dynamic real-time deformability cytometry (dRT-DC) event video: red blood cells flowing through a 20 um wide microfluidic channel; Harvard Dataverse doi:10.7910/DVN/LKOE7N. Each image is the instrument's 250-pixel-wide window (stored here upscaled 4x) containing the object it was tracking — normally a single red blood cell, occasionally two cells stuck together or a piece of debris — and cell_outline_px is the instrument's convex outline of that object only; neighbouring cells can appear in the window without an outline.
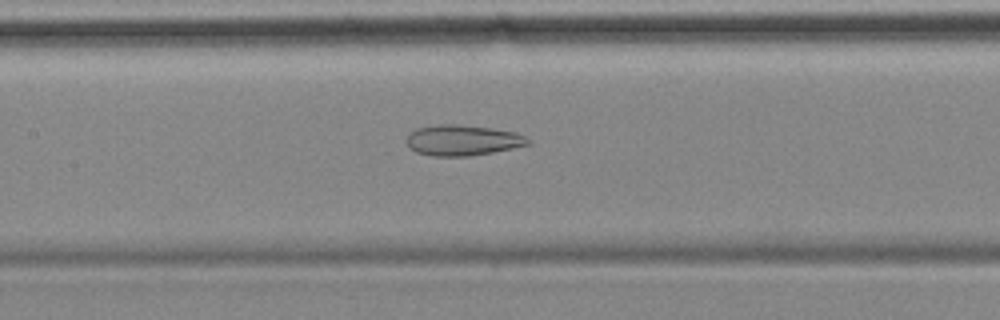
{"species": "common noctule bat (a hibernating species)", "species_latin": "Nyctalus noctula", "temperature_condition": "cold", "stored_images_in_passage": 46, "camera_frame_rate_fps": 3000, "um_per_image_px": 0.085, "animal": {"sex": "female", "body_mass_g": 18.4}, "frame": {"image": 1, "passage_image": 20, "time_ms": 6.333, "image_size_px": [1000, 320], "cell_outline_px": [[532, 140], [528, 144], [512, 148], [492, 152], [468, 156], [432, 156], [416, 152], [404, 140], [416, 128], [440, 124], [460, 124], [492, 128], [516, 132]], "centroid_in_image_um": [39.32, 11.91], "position_along_channel_um": 168.1, "area_um2": 21.62}}
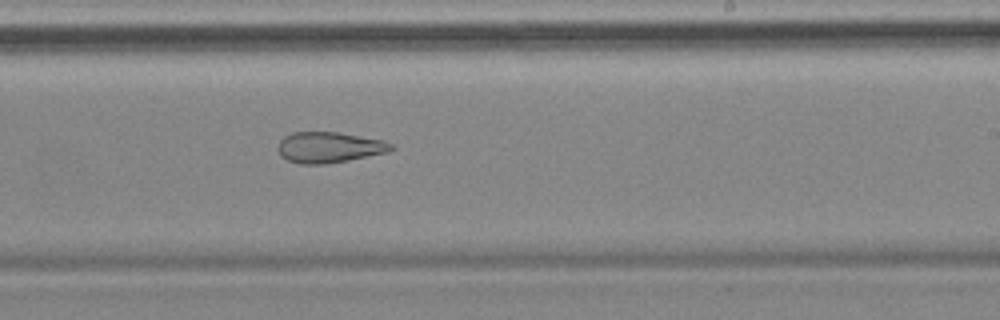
{"frame": {"image": 2, "passage_image": 28, "time_ms": 9.0, "image_size_px": [1000, 320], "cell_outline_px": [[396, 148], [388, 152], [348, 160], [324, 164], [300, 164], [288, 160], [280, 156], [276, 148], [280, 140], [284, 136], [292, 132], [336, 132], [384, 140], [392, 144]], "centroid_in_image_um": [27.95, 12.52], "position_along_channel_um": 261.0, "area_um2": 20.4}}
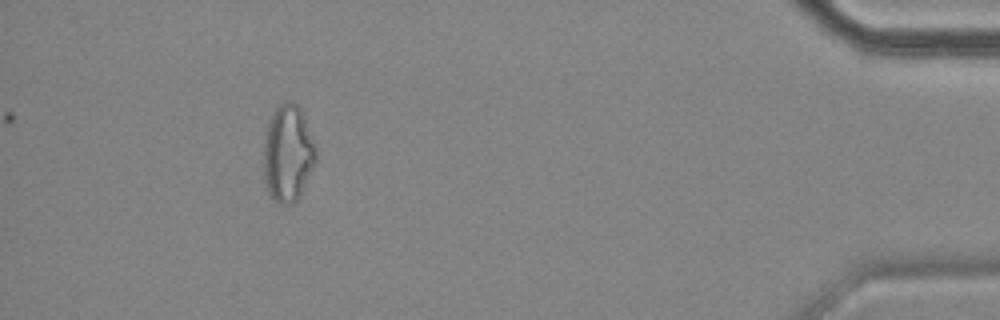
{"frame": {"image": 3, "passage_image": 46, "time_ms": 15.0, "image_size_px": [1000, 320], "cell_outline_px": [[316, 164], [300, 196], [292, 204], [280, 204], [268, 192], [264, 180], [264, 140], [268, 124], [272, 112], [284, 100], [292, 100], [300, 108], [304, 116], [316, 148]], "centroid_in_image_um": [24.48, 13.03], "position_along_channel_um": 410.7, "area_um2": 29.71}, "authors_computed_cell_mechanics": {"area_um2": 22.1663, "velocity_mm_per_s": 3.5113, "shape_relaxation_time_tau1_ms": null, "shape_relaxation_time_tau2_ms": 4.2985, "deformation_change_tau1": null, "deformation_change_tau2": 0.1407}}